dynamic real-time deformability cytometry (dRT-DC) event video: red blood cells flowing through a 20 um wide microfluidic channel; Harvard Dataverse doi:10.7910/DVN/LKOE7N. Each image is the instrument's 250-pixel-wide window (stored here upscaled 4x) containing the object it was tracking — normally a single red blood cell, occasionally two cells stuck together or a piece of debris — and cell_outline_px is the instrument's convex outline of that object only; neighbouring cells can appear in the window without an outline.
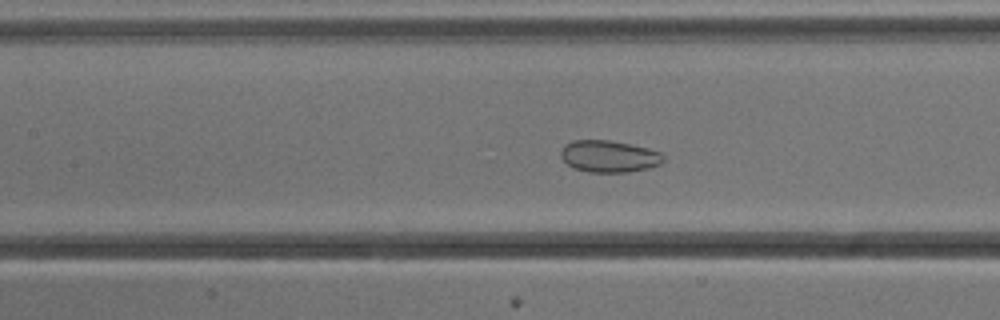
{"species": "common noctule bat (a hibernating species)", "species_latin": "Nyctalus noctula", "temperature_condition": "cold", "stored_images_in_passage": 15, "camera_frame_rate_fps": 3000, "um_per_image_px": 0.085, "animal": {"sex": "male", "body_mass_g": 13.3}, "frame": {"image": 1, "passage_image": 13, "time_ms": 4.0, "image_size_px": [1000, 320], "cell_outline_px": [[664, 160], [660, 164], [648, 168], [628, 172], [588, 172], [572, 168], [560, 156], [560, 152], [564, 144], [572, 140], [608, 140], [648, 148], [660, 152], [664, 156]], "centroid_in_image_um": [51.74, 13.29], "position_along_channel_um": 155.7, "area_um2": 19.07}}